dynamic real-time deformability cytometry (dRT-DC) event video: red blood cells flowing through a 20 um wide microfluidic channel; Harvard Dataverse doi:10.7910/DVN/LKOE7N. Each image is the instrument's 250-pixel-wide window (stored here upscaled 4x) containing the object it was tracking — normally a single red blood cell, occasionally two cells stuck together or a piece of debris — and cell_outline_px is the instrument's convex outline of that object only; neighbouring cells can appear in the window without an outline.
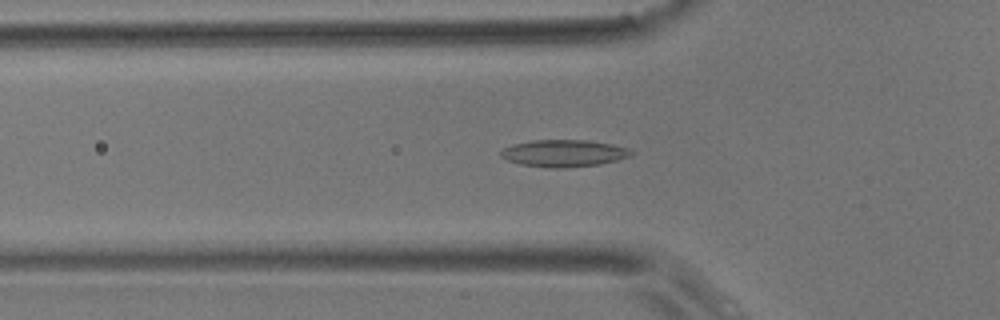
{"species": "common noctule bat (a hibernating species)", "species_latin": "Nyctalus noctula", "temperature_condition": "room temperature", "stored_images_in_passage": 55, "camera_frame_rate_fps": 3000, "um_per_image_px": 0.085, "animal": {"sex": "male", "body_mass_g": 17.9}, "frame": {"image": 1, "passage_image": 18, "time_ms": 5.667, "image_size_px": [1000, 320], "cell_outline_px": [[632, 156], [600, 164], [564, 168], [548, 168], [520, 164], [508, 160], [500, 156], [500, 152], [504, 148], [512, 144], [532, 140], [588, 140], [612, 144], [628, 148], [632, 152]], "centroid_in_image_um": [47.91, 13.02], "position_along_channel_um": 77.9, "area_um2": 20.58}}
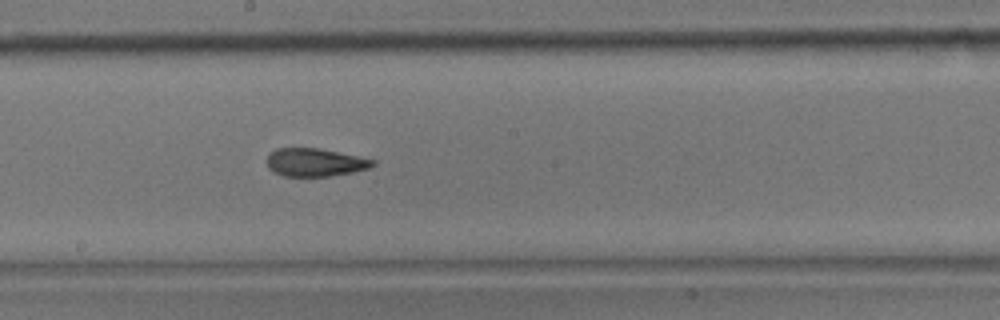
{"frame": {"image": 2, "passage_image": 30, "time_ms": 9.667, "image_size_px": [1000, 320], "cell_outline_px": [[376, 164], [368, 168], [352, 172], [328, 176], [284, 176], [272, 172], [268, 168], [268, 156], [276, 148], [316, 148], [376, 160]], "centroid_in_image_um": [26.76, 13.81], "position_along_channel_um": 221.4, "area_um2": 17.05}}
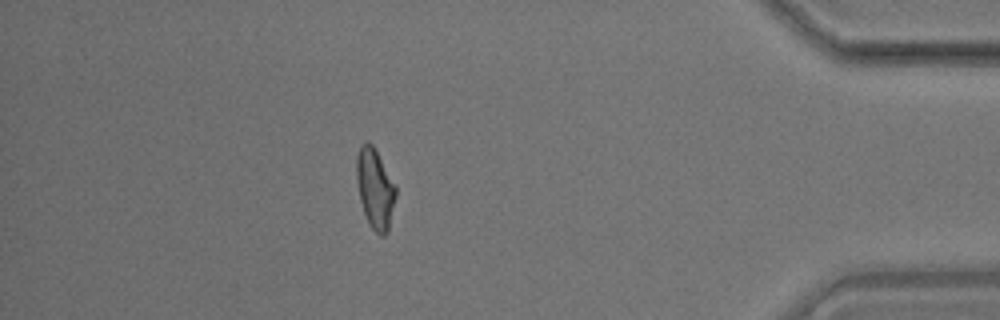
{"frame": {"image": 3, "passage_image": 49, "time_ms": 16.0, "image_size_px": [1000, 320], "cell_outline_px": [[396, 196], [388, 232], [384, 236], [380, 236], [368, 224], [360, 200], [356, 180], [356, 156], [360, 144], [364, 140], [368, 140], [372, 144], [396, 184]], "centroid_in_image_um": [31.87, 16.0], "position_along_channel_um": 403.3, "area_um2": 18.61}}